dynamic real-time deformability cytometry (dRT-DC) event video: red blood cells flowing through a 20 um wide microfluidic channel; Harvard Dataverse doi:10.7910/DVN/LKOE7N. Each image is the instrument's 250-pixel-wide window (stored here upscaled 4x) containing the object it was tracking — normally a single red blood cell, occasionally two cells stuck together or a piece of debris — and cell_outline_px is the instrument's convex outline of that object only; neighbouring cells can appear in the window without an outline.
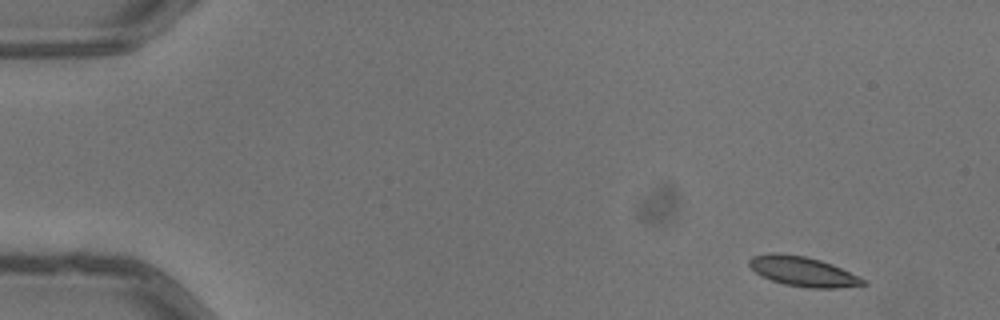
{"species": "common noctule bat (a hibernating species)", "species_latin": "Nyctalus noctula", "temperature_condition": "warm", "stored_images_in_passage": 4, "camera_frame_rate_fps": 3000, "um_per_image_px": 0.085, "animal": {"sex": "male", "body_mass_g": 13.3}, "frame": {"image": 1, "passage_image": 1, "time_ms": 0.0, "image_size_px": [1000, 320], "cell_outline_px": [[868, 284], [836, 288], [808, 288], [784, 284], [772, 280], [756, 272], [748, 264], [748, 260], [752, 256], [772, 252], [776, 252], [804, 256], [820, 260], [832, 264], [860, 276], [868, 280]], "centroid_in_image_um": [68.28, 23.07], "position_along_channel_um": 16.7, "area_um2": 19.77}}